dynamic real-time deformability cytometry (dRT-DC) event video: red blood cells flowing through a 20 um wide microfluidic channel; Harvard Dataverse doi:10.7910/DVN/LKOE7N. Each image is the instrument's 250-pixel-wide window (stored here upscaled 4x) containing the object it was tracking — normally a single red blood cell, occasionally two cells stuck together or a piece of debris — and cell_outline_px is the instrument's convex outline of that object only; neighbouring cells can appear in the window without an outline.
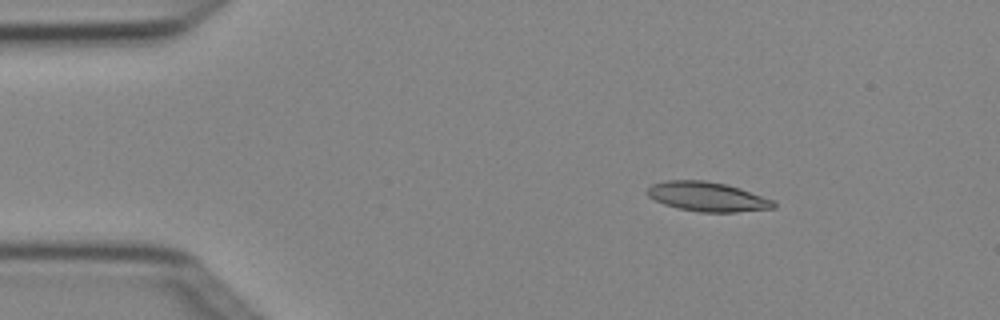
{"species": "Egyptian fruit bat (a non-hibernating species)", "species_latin": "Rousettus aegyptiacus", "temperature_condition": "cold", "stored_images_in_passage": 5, "camera_frame_rate_fps": 3000, "um_per_image_px": 0.085, "animal": {"sex": "female"}, "frame": {"image": 1, "passage_image": 3, "time_ms": 0.667, "image_size_px": [1000, 320], "cell_outline_px": [[776, 208], [736, 212], [700, 212], [680, 208], [664, 204], [648, 196], [648, 188], [652, 184], [664, 180], [704, 180], [724, 184], [740, 188], [772, 200], [776, 204]], "centroid_in_image_um": [60.13, 16.71], "position_along_channel_um": 24.9, "area_um2": 21.44}}
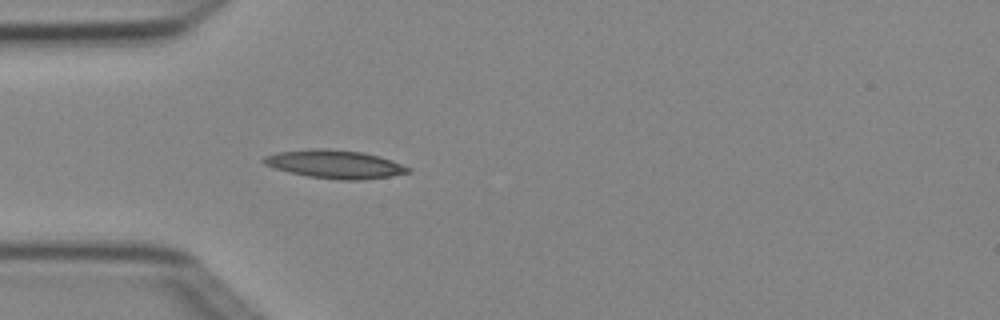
{"frame": {"image": 2, "passage_image": 5, "time_ms": 1.333, "image_size_px": [1000, 320], "cell_outline_px": [[412, 172], [392, 176], [360, 180], [340, 180], [308, 176], [276, 168], [264, 164], [260, 160], [264, 156], [280, 152], [312, 148], [328, 148], [364, 152], [380, 156], [392, 160], [412, 168]], "centroid_in_image_um": [28.52, 13.95], "position_along_channel_um": 56.5, "area_um2": 23.93}}